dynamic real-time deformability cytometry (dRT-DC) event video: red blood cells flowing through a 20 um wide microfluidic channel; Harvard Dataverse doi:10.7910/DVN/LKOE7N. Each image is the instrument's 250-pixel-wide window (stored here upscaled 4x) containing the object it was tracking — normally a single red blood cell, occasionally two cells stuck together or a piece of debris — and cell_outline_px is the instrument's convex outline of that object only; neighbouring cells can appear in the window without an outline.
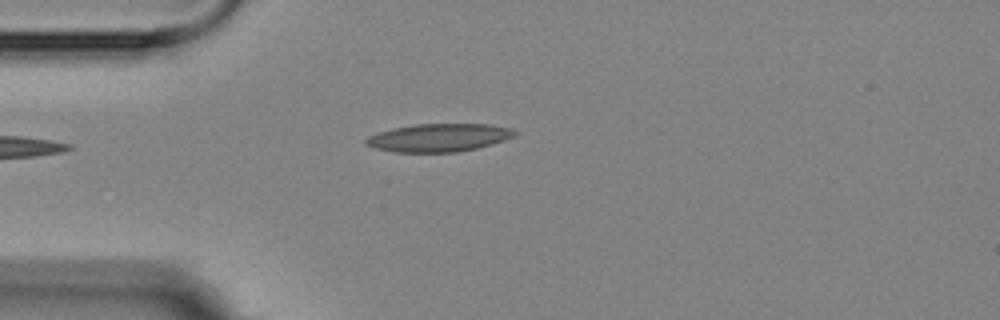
{"species": "Egyptian fruit bat (a non-hibernating species)", "species_latin": "Rousettus aegyptiacus", "temperature_condition": "room temperature", "stored_images_in_passage": 1, "camera_frame_rate_fps": 3000, "um_per_image_px": 0.085, "animal": {"sex": "female"}, "frame": {"image": 1, "passage_image": 1, "time_ms": 0.0, "image_size_px": [1000, 320], "cell_outline_px": [[516, 132], [512, 136], [504, 140], [492, 144], [476, 148], [456, 152], [396, 152], [376, 148], [364, 144], [364, 140], [368, 136], [392, 128], [416, 124], [488, 124], [512, 128]], "centroid_in_image_um": [37.27, 11.7], "position_along_channel_um": 47.7, "area_um2": 24.1}}